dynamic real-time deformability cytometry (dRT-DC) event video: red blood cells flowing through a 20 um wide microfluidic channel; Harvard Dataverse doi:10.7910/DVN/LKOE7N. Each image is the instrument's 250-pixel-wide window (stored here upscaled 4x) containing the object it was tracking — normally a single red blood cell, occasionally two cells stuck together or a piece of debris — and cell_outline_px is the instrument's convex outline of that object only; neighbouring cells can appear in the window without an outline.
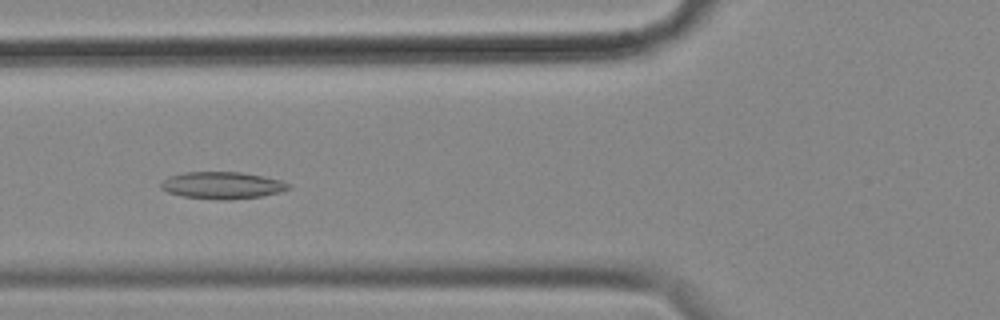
{"species": "common noctule bat (a hibernating species)", "species_latin": "Nyctalus noctula", "temperature_condition": "cold", "stored_images_in_passage": 53, "camera_frame_rate_fps": 3000, "um_per_image_px": 0.085, "animal": {"sex": "female", "body_mass_g": 18.4}, "frame": {"image": 1, "passage_image": 18, "time_ms": 5.667, "image_size_px": [1000, 320], "cell_outline_px": [[292, 188], [280, 192], [260, 196], [228, 200], [224, 200], [184, 196], [168, 192], [160, 188], [160, 184], [168, 176], [184, 172], [240, 172], [264, 176], [280, 180], [292, 184]], "centroid_in_image_um": [18.92, 15.74], "position_along_channel_um": 106.9, "area_um2": 20.06}}
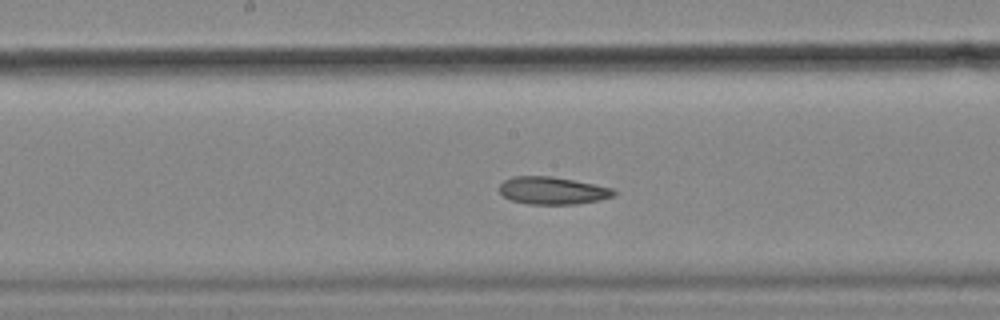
{"frame": {"image": 2, "passage_image": 26, "time_ms": 8.333, "image_size_px": [1000, 320], "cell_outline_px": [[616, 196], [600, 200], [576, 204], [528, 204], [512, 200], [504, 196], [500, 192], [500, 184], [504, 180], [512, 176], [552, 176], [612, 188], [616, 192]], "centroid_in_image_um": [46.97, 16.2], "position_along_channel_um": 201.2, "area_um2": 18.26}}
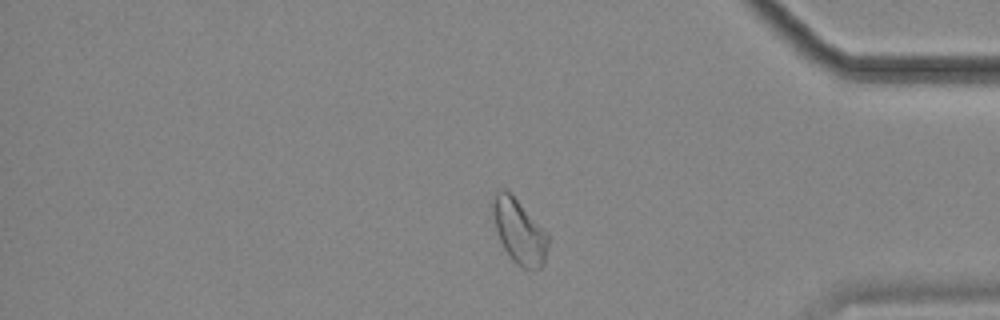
{"frame": {"image": 3, "passage_image": 44, "time_ms": 14.333, "image_size_px": [1000, 320], "cell_outline_px": [[548, 248], [544, 264], [540, 268], [524, 268], [516, 264], [512, 260], [504, 248], [500, 240], [488, 204], [496, 192], [500, 188], [504, 188], [548, 232]], "centroid_in_image_um": [44.1, 19.65], "position_along_channel_um": 391.1, "area_um2": 20.87}, "authors_computed_cell_mechanics": {"area_um2": 20.4034, "velocity_mm_per_s": 3.5454, "shape_relaxation_time_tau1_ms": null, "shape_relaxation_time_tau2_ms": 6.5645, "deformation_change_tau1": null, "deformation_change_tau2": 0.1402}}